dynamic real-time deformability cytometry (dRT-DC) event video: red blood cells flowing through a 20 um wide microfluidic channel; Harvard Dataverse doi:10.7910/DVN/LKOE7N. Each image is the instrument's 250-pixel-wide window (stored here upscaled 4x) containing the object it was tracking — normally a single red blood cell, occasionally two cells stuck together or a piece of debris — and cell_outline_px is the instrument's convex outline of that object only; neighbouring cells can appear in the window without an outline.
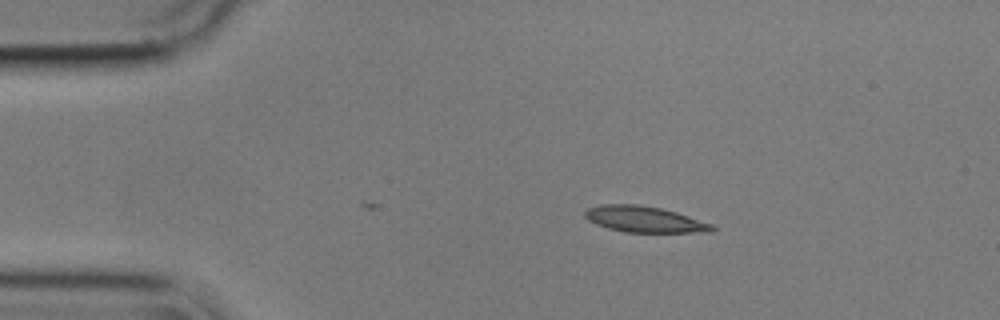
{"species": "common noctule bat (a hibernating species)", "species_latin": "Nyctalus noctula", "temperature_condition": "cold", "stored_images_in_passage": 47, "camera_frame_rate_fps": 3000, "um_per_image_px": 0.085, "animal": {"sex": "male", "body_mass_g": 17.9}, "frame": {"image": 1, "passage_image": 1, "time_ms": 0.0, "image_size_px": [1000, 320], "cell_outline_px": [[716, 228], [712, 232], [624, 232], [608, 228], [596, 224], [588, 220], [584, 216], [584, 212], [588, 208], [600, 204], [640, 204], [660, 208], [676, 212], [712, 224]], "centroid_in_image_um": [54.75, 18.63], "position_along_channel_um": 30.2, "area_um2": 19.31}}
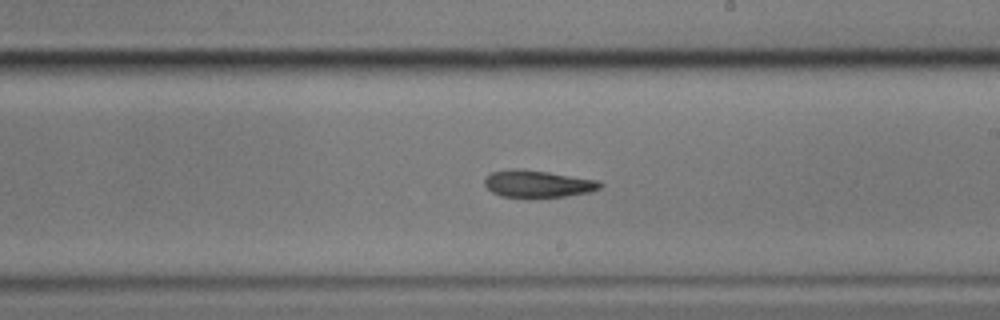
{"frame": {"image": 2, "passage_image": 23, "time_ms": 7.333, "image_size_px": [1000, 320], "cell_outline_px": [[604, 184], [600, 188], [592, 192], [564, 196], [500, 196], [492, 192], [484, 184], [484, 180], [492, 172], [512, 168], [520, 168], [548, 172], [596, 180]], "centroid_in_image_um": [45.71, 15.6], "position_along_channel_um": 243.3, "area_um2": 17.92}}
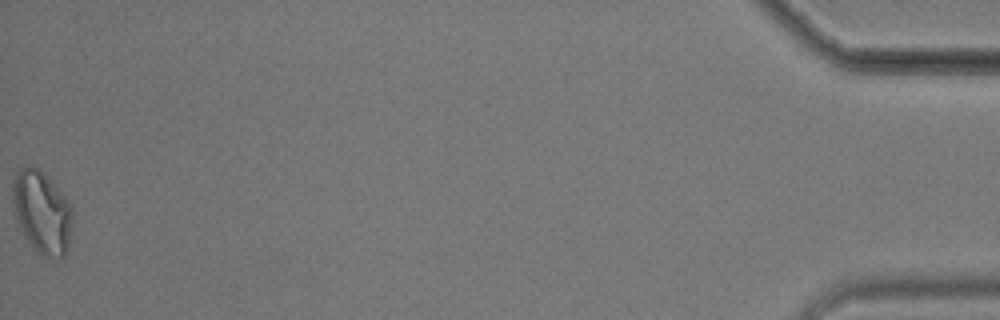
{"frame": {"image": 3, "passage_image": 47, "time_ms": 15.333, "image_size_px": [1000, 320], "cell_outline_px": [[72, 216], [68, 248], [64, 256], [60, 260], [44, 256], [36, 252], [28, 240], [16, 216], [12, 200], [12, 184], [16, 172], [20, 168], [28, 164], [36, 168], [68, 200], [72, 208]], "centroid_in_image_um": [3.56, 18.07], "position_along_channel_um": 431.6, "area_um2": 28.26}, "authors_computed_cell_mechanics": {"area_um2": 19.363, "velocity_mm_per_s": 3.5697, "shape_relaxation_time_tau1_ms": 9.1072, "shape_relaxation_time_tau2_ms": null, "deformation_change_tau1": 0.1816, "deformation_change_tau2": null}}